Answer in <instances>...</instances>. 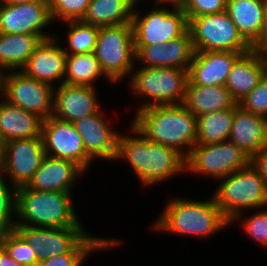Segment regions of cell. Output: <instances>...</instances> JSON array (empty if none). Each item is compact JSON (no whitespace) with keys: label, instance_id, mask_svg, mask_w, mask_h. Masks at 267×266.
I'll return each instance as SVG.
<instances>
[{"label":"cell","instance_id":"cell-22","mask_svg":"<svg viewBox=\"0 0 267 266\" xmlns=\"http://www.w3.org/2000/svg\"><path fill=\"white\" fill-rule=\"evenodd\" d=\"M251 158L267 143V118L235 104V114L228 139Z\"/></svg>","mask_w":267,"mask_h":266},{"label":"cell","instance_id":"cell-31","mask_svg":"<svg viewBox=\"0 0 267 266\" xmlns=\"http://www.w3.org/2000/svg\"><path fill=\"white\" fill-rule=\"evenodd\" d=\"M89 233L71 252L53 256L38 262L37 266H82L84 260L94 251L113 249L122 241L92 236Z\"/></svg>","mask_w":267,"mask_h":266},{"label":"cell","instance_id":"cell-33","mask_svg":"<svg viewBox=\"0 0 267 266\" xmlns=\"http://www.w3.org/2000/svg\"><path fill=\"white\" fill-rule=\"evenodd\" d=\"M0 246L23 266H37L38 258L27 241L14 229L3 231Z\"/></svg>","mask_w":267,"mask_h":266},{"label":"cell","instance_id":"cell-24","mask_svg":"<svg viewBox=\"0 0 267 266\" xmlns=\"http://www.w3.org/2000/svg\"><path fill=\"white\" fill-rule=\"evenodd\" d=\"M43 119L37 114L0 101V140L2 144L22 138L40 137Z\"/></svg>","mask_w":267,"mask_h":266},{"label":"cell","instance_id":"cell-36","mask_svg":"<svg viewBox=\"0 0 267 266\" xmlns=\"http://www.w3.org/2000/svg\"><path fill=\"white\" fill-rule=\"evenodd\" d=\"M238 105L246 111L267 118V74Z\"/></svg>","mask_w":267,"mask_h":266},{"label":"cell","instance_id":"cell-8","mask_svg":"<svg viewBox=\"0 0 267 266\" xmlns=\"http://www.w3.org/2000/svg\"><path fill=\"white\" fill-rule=\"evenodd\" d=\"M188 29L195 51H234L244 54L251 50L226 10L193 17L189 21Z\"/></svg>","mask_w":267,"mask_h":266},{"label":"cell","instance_id":"cell-46","mask_svg":"<svg viewBox=\"0 0 267 266\" xmlns=\"http://www.w3.org/2000/svg\"><path fill=\"white\" fill-rule=\"evenodd\" d=\"M2 233H3V231H2V230H0V240H1Z\"/></svg>","mask_w":267,"mask_h":266},{"label":"cell","instance_id":"cell-13","mask_svg":"<svg viewBox=\"0 0 267 266\" xmlns=\"http://www.w3.org/2000/svg\"><path fill=\"white\" fill-rule=\"evenodd\" d=\"M41 136L46 155L71 161L87 171L92 160L86 155L83 139L73 123L50 116L42 122Z\"/></svg>","mask_w":267,"mask_h":266},{"label":"cell","instance_id":"cell-40","mask_svg":"<svg viewBox=\"0 0 267 266\" xmlns=\"http://www.w3.org/2000/svg\"><path fill=\"white\" fill-rule=\"evenodd\" d=\"M251 50L267 58V3L264 13L262 30L257 41L251 46Z\"/></svg>","mask_w":267,"mask_h":266},{"label":"cell","instance_id":"cell-28","mask_svg":"<svg viewBox=\"0 0 267 266\" xmlns=\"http://www.w3.org/2000/svg\"><path fill=\"white\" fill-rule=\"evenodd\" d=\"M42 40L34 34L0 33V64L7 71L21 70Z\"/></svg>","mask_w":267,"mask_h":266},{"label":"cell","instance_id":"cell-37","mask_svg":"<svg viewBox=\"0 0 267 266\" xmlns=\"http://www.w3.org/2000/svg\"><path fill=\"white\" fill-rule=\"evenodd\" d=\"M251 216L246 219L243 216L242 222L243 229L251 239L267 247V210L257 211L255 214H250Z\"/></svg>","mask_w":267,"mask_h":266},{"label":"cell","instance_id":"cell-4","mask_svg":"<svg viewBox=\"0 0 267 266\" xmlns=\"http://www.w3.org/2000/svg\"><path fill=\"white\" fill-rule=\"evenodd\" d=\"M72 192L37 191L22 186L16 190V226L66 228L82 226Z\"/></svg>","mask_w":267,"mask_h":266},{"label":"cell","instance_id":"cell-43","mask_svg":"<svg viewBox=\"0 0 267 266\" xmlns=\"http://www.w3.org/2000/svg\"><path fill=\"white\" fill-rule=\"evenodd\" d=\"M7 70L0 64V95L2 96L4 91L5 76Z\"/></svg>","mask_w":267,"mask_h":266},{"label":"cell","instance_id":"cell-18","mask_svg":"<svg viewBox=\"0 0 267 266\" xmlns=\"http://www.w3.org/2000/svg\"><path fill=\"white\" fill-rule=\"evenodd\" d=\"M95 87L61 84L53 89L52 116L73 123L101 109Z\"/></svg>","mask_w":267,"mask_h":266},{"label":"cell","instance_id":"cell-15","mask_svg":"<svg viewBox=\"0 0 267 266\" xmlns=\"http://www.w3.org/2000/svg\"><path fill=\"white\" fill-rule=\"evenodd\" d=\"M15 230L35 251L38 262L71 252L89 234L84 226L66 228L15 226Z\"/></svg>","mask_w":267,"mask_h":266},{"label":"cell","instance_id":"cell-6","mask_svg":"<svg viewBox=\"0 0 267 266\" xmlns=\"http://www.w3.org/2000/svg\"><path fill=\"white\" fill-rule=\"evenodd\" d=\"M131 74L129 86L134 91L133 94L149 99L145 104H141L137 111L156 105L183 104L188 70L142 66L138 70L133 69Z\"/></svg>","mask_w":267,"mask_h":266},{"label":"cell","instance_id":"cell-45","mask_svg":"<svg viewBox=\"0 0 267 266\" xmlns=\"http://www.w3.org/2000/svg\"><path fill=\"white\" fill-rule=\"evenodd\" d=\"M2 148H3V144H2V142L0 140V160H1V156H2Z\"/></svg>","mask_w":267,"mask_h":266},{"label":"cell","instance_id":"cell-16","mask_svg":"<svg viewBox=\"0 0 267 266\" xmlns=\"http://www.w3.org/2000/svg\"><path fill=\"white\" fill-rule=\"evenodd\" d=\"M136 62L143 67H172L189 70L195 49L189 29L180 37L163 44L135 46Z\"/></svg>","mask_w":267,"mask_h":266},{"label":"cell","instance_id":"cell-25","mask_svg":"<svg viewBox=\"0 0 267 266\" xmlns=\"http://www.w3.org/2000/svg\"><path fill=\"white\" fill-rule=\"evenodd\" d=\"M236 103L224 85H186L183 105L196 117L232 108Z\"/></svg>","mask_w":267,"mask_h":266},{"label":"cell","instance_id":"cell-23","mask_svg":"<svg viewBox=\"0 0 267 266\" xmlns=\"http://www.w3.org/2000/svg\"><path fill=\"white\" fill-rule=\"evenodd\" d=\"M267 74V58L250 50L241 54L231 67L226 88L238 103Z\"/></svg>","mask_w":267,"mask_h":266},{"label":"cell","instance_id":"cell-44","mask_svg":"<svg viewBox=\"0 0 267 266\" xmlns=\"http://www.w3.org/2000/svg\"><path fill=\"white\" fill-rule=\"evenodd\" d=\"M36 0H0V3L3 4H22V3H31Z\"/></svg>","mask_w":267,"mask_h":266},{"label":"cell","instance_id":"cell-34","mask_svg":"<svg viewBox=\"0 0 267 266\" xmlns=\"http://www.w3.org/2000/svg\"><path fill=\"white\" fill-rule=\"evenodd\" d=\"M5 174L0 173V230H14L16 221V188L4 180ZM9 184V186H8ZM14 214V216H13Z\"/></svg>","mask_w":267,"mask_h":266},{"label":"cell","instance_id":"cell-11","mask_svg":"<svg viewBox=\"0 0 267 266\" xmlns=\"http://www.w3.org/2000/svg\"><path fill=\"white\" fill-rule=\"evenodd\" d=\"M42 136L10 140L3 144L0 173L17 189L26 186L45 156Z\"/></svg>","mask_w":267,"mask_h":266},{"label":"cell","instance_id":"cell-10","mask_svg":"<svg viewBox=\"0 0 267 266\" xmlns=\"http://www.w3.org/2000/svg\"><path fill=\"white\" fill-rule=\"evenodd\" d=\"M251 157L229 140L215 144H195L186 158V171L209 175L216 180L247 167Z\"/></svg>","mask_w":267,"mask_h":266},{"label":"cell","instance_id":"cell-14","mask_svg":"<svg viewBox=\"0 0 267 266\" xmlns=\"http://www.w3.org/2000/svg\"><path fill=\"white\" fill-rule=\"evenodd\" d=\"M53 22L48 0L31 3H0V33L34 34L43 40L54 37L43 31Z\"/></svg>","mask_w":267,"mask_h":266},{"label":"cell","instance_id":"cell-19","mask_svg":"<svg viewBox=\"0 0 267 266\" xmlns=\"http://www.w3.org/2000/svg\"><path fill=\"white\" fill-rule=\"evenodd\" d=\"M57 41L55 35L42 40L20 71L52 87L56 81H60L59 85L63 84L67 54L56 44Z\"/></svg>","mask_w":267,"mask_h":266},{"label":"cell","instance_id":"cell-1","mask_svg":"<svg viewBox=\"0 0 267 266\" xmlns=\"http://www.w3.org/2000/svg\"><path fill=\"white\" fill-rule=\"evenodd\" d=\"M120 134L116 160H126L143 185H156L186 171V158L177 150L153 143L132 124ZM122 158V159H121Z\"/></svg>","mask_w":267,"mask_h":266},{"label":"cell","instance_id":"cell-9","mask_svg":"<svg viewBox=\"0 0 267 266\" xmlns=\"http://www.w3.org/2000/svg\"><path fill=\"white\" fill-rule=\"evenodd\" d=\"M154 6L145 16L134 6L131 25L135 46L165 44L188 30L189 22L182 8L173 7L170 11L165 5Z\"/></svg>","mask_w":267,"mask_h":266},{"label":"cell","instance_id":"cell-42","mask_svg":"<svg viewBox=\"0 0 267 266\" xmlns=\"http://www.w3.org/2000/svg\"><path fill=\"white\" fill-rule=\"evenodd\" d=\"M187 0H156L154 4L165 5L166 3L171 5V7L183 8Z\"/></svg>","mask_w":267,"mask_h":266},{"label":"cell","instance_id":"cell-5","mask_svg":"<svg viewBox=\"0 0 267 266\" xmlns=\"http://www.w3.org/2000/svg\"><path fill=\"white\" fill-rule=\"evenodd\" d=\"M219 180L220 185L212 196L230 224L241 220L245 209L267 206V185L251 163Z\"/></svg>","mask_w":267,"mask_h":266},{"label":"cell","instance_id":"cell-26","mask_svg":"<svg viewBox=\"0 0 267 266\" xmlns=\"http://www.w3.org/2000/svg\"><path fill=\"white\" fill-rule=\"evenodd\" d=\"M267 0H227L226 11L243 39L252 46L263 26Z\"/></svg>","mask_w":267,"mask_h":266},{"label":"cell","instance_id":"cell-38","mask_svg":"<svg viewBox=\"0 0 267 266\" xmlns=\"http://www.w3.org/2000/svg\"><path fill=\"white\" fill-rule=\"evenodd\" d=\"M226 5L227 0H187L182 9L189 22L193 17L223 12Z\"/></svg>","mask_w":267,"mask_h":266},{"label":"cell","instance_id":"cell-17","mask_svg":"<svg viewBox=\"0 0 267 266\" xmlns=\"http://www.w3.org/2000/svg\"><path fill=\"white\" fill-rule=\"evenodd\" d=\"M101 110L73 122L83 139L86 155L91 159L112 161L116 159L120 134L109 127Z\"/></svg>","mask_w":267,"mask_h":266},{"label":"cell","instance_id":"cell-41","mask_svg":"<svg viewBox=\"0 0 267 266\" xmlns=\"http://www.w3.org/2000/svg\"><path fill=\"white\" fill-rule=\"evenodd\" d=\"M0 266H23L13 260L7 252L0 246Z\"/></svg>","mask_w":267,"mask_h":266},{"label":"cell","instance_id":"cell-12","mask_svg":"<svg viewBox=\"0 0 267 266\" xmlns=\"http://www.w3.org/2000/svg\"><path fill=\"white\" fill-rule=\"evenodd\" d=\"M6 73L2 96L7 102L37 114L43 120L52 116L54 87L30 78L20 70Z\"/></svg>","mask_w":267,"mask_h":266},{"label":"cell","instance_id":"cell-29","mask_svg":"<svg viewBox=\"0 0 267 266\" xmlns=\"http://www.w3.org/2000/svg\"><path fill=\"white\" fill-rule=\"evenodd\" d=\"M235 105L197 117V145L215 144L230 137Z\"/></svg>","mask_w":267,"mask_h":266},{"label":"cell","instance_id":"cell-7","mask_svg":"<svg viewBox=\"0 0 267 266\" xmlns=\"http://www.w3.org/2000/svg\"><path fill=\"white\" fill-rule=\"evenodd\" d=\"M94 54L103 72L113 83L129 77L136 68L131 23L99 27Z\"/></svg>","mask_w":267,"mask_h":266},{"label":"cell","instance_id":"cell-3","mask_svg":"<svg viewBox=\"0 0 267 266\" xmlns=\"http://www.w3.org/2000/svg\"><path fill=\"white\" fill-rule=\"evenodd\" d=\"M159 216L153 229L182 236L187 234L204 238L230 225L213 196L203 202L173 198Z\"/></svg>","mask_w":267,"mask_h":266},{"label":"cell","instance_id":"cell-2","mask_svg":"<svg viewBox=\"0 0 267 266\" xmlns=\"http://www.w3.org/2000/svg\"><path fill=\"white\" fill-rule=\"evenodd\" d=\"M131 123L151 142L171 147L185 158L197 140V117L183 104L139 109Z\"/></svg>","mask_w":267,"mask_h":266},{"label":"cell","instance_id":"cell-30","mask_svg":"<svg viewBox=\"0 0 267 266\" xmlns=\"http://www.w3.org/2000/svg\"><path fill=\"white\" fill-rule=\"evenodd\" d=\"M105 75L94 52L86 54L67 55L64 84L74 86L94 87L95 81Z\"/></svg>","mask_w":267,"mask_h":266},{"label":"cell","instance_id":"cell-32","mask_svg":"<svg viewBox=\"0 0 267 266\" xmlns=\"http://www.w3.org/2000/svg\"><path fill=\"white\" fill-rule=\"evenodd\" d=\"M69 27L67 40L69 43L63 48L67 55L92 53L95 50L99 27L82 22L81 20L64 21Z\"/></svg>","mask_w":267,"mask_h":266},{"label":"cell","instance_id":"cell-20","mask_svg":"<svg viewBox=\"0 0 267 266\" xmlns=\"http://www.w3.org/2000/svg\"><path fill=\"white\" fill-rule=\"evenodd\" d=\"M240 55V52L234 51H195L187 84L225 86L231 67Z\"/></svg>","mask_w":267,"mask_h":266},{"label":"cell","instance_id":"cell-39","mask_svg":"<svg viewBox=\"0 0 267 266\" xmlns=\"http://www.w3.org/2000/svg\"><path fill=\"white\" fill-rule=\"evenodd\" d=\"M251 164L258 170L267 185V143L251 158Z\"/></svg>","mask_w":267,"mask_h":266},{"label":"cell","instance_id":"cell-21","mask_svg":"<svg viewBox=\"0 0 267 266\" xmlns=\"http://www.w3.org/2000/svg\"><path fill=\"white\" fill-rule=\"evenodd\" d=\"M81 174L84 171L77 164L45 155L26 187L37 191L71 192L75 179Z\"/></svg>","mask_w":267,"mask_h":266},{"label":"cell","instance_id":"cell-27","mask_svg":"<svg viewBox=\"0 0 267 266\" xmlns=\"http://www.w3.org/2000/svg\"><path fill=\"white\" fill-rule=\"evenodd\" d=\"M134 0H91L82 22L94 26H116L131 23Z\"/></svg>","mask_w":267,"mask_h":266},{"label":"cell","instance_id":"cell-35","mask_svg":"<svg viewBox=\"0 0 267 266\" xmlns=\"http://www.w3.org/2000/svg\"><path fill=\"white\" fill-rule=\"evenodd\" d=\"M91 0H48L52 20H81Z\"/></svg>","mask_w":267,"mask_h":266}]
</instances>
